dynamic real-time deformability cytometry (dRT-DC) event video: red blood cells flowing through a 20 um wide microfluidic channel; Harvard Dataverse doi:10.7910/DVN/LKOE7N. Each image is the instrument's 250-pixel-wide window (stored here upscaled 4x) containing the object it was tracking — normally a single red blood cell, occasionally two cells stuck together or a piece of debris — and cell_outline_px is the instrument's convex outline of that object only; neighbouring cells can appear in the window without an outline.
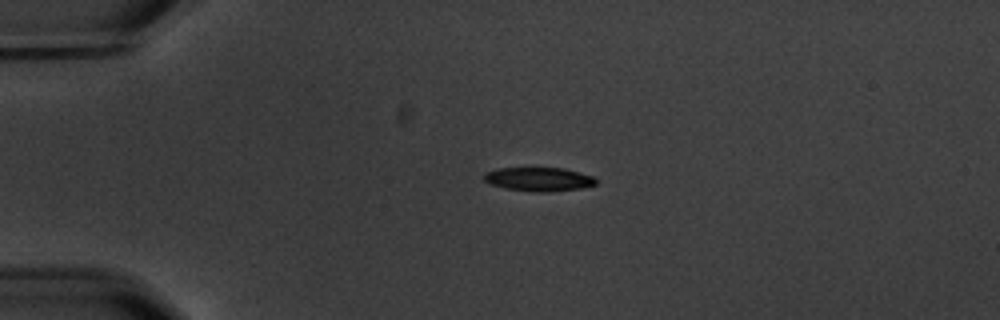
{"species": "common noctule bat (a hibernating species)", "species_latin": "Nyctalus noctula", "temperature_condition": "warm", "stored_images_in_passage": 3, "camera_frame_rate_fps": 3000, "um_per_image_px": 0.085, "animal": {"sex": "male", "body_mass_g": 20.1, "forearm_length_mm": 53.5}, "frame": {"image": 1, "passage_image": 2, "time_ms": 1.333, "image_size_px": [1000, 320], "cell_outline_px": [[596, 184], [584, 188], [548, 192], [532, 192], [504, 188], [492, 184], [484, 180], [484, 172], [496, 168], [564, 168], [580, 172], [592, 176], [596, 180]], "centroid_in_image_um": [45.8, 15.23], "position_along_channel_um": 39.2, "area_um2": 15.66}}